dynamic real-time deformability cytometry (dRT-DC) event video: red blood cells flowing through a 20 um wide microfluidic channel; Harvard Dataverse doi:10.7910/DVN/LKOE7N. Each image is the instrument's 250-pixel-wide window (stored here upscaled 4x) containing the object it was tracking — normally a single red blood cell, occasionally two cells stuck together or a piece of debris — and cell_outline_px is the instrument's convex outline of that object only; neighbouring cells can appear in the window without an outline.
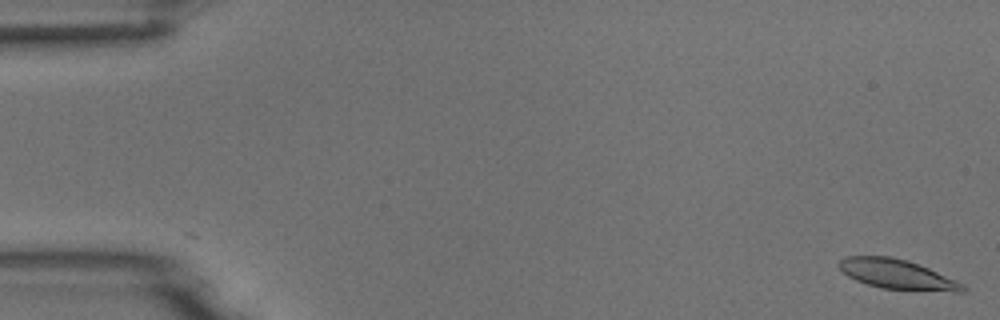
{"species": "common noctule bat (a hibernating species)", "species_latin": "Nyctalus noctula", "temperature_condition": "room temperature", "stored_images_in_passage": 6, "camera_frame_rate_fps": 3000, "um_per_image_px": 0.085, "animal": {"sex": "male", "body_mass_g": 18.8}, "frame": {"image": 1, "passage_image": 1, "time_ms": 0.0, "image_size_px": [1000, 320], "cell_outline_px": [[968, 288], [964, 292], [952, 292], [880, 288], [856, 280], [848, 276], [836, 264], [840, 260], [848, 256], [892, 256], [908, 260], [928, 268], [956, 280], [964, 284]], "centroid_in_image_um": [76.29, 23.32], "position_along_channel_um": 8.7, "area_um2": 21.44}}
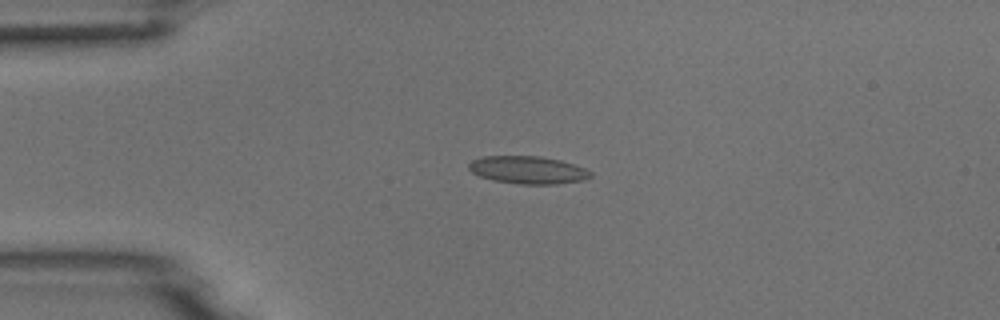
{"frame": {"image": 2, "passage_image": 6, "time_ms": 6.0, "image_size_px": [1000, 320], "cell_outline_px": [[592, 176], [584, 180], [556, 184], [520, 184], [492, 180], [480, 176], [472, 172], [468, 168], [468, 164], [472, 160], [484, 156], [540, 156], [560, 160], [584, 168], [592, 172]], "centroid_in_image_um": [44.86, 14.45], "position_along_channel_um": 40.1, "area_um2": 19.59}}